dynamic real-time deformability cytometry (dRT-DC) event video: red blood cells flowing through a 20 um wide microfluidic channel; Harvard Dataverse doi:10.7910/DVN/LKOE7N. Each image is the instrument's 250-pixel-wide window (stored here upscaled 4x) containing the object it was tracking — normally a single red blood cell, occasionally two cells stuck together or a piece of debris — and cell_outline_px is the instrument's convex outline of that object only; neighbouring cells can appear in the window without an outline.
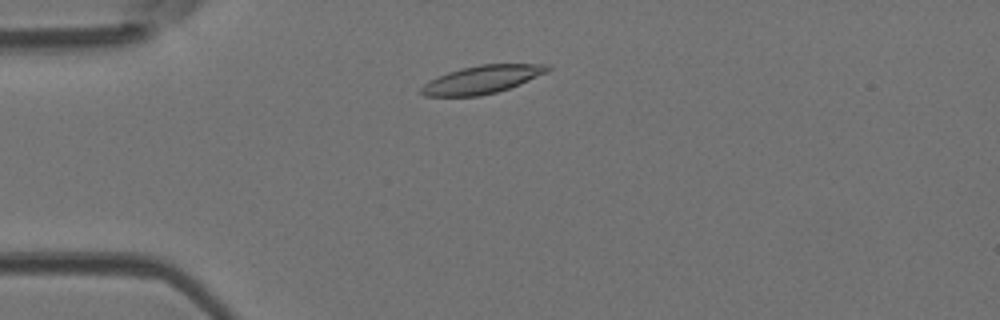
{"species": "Egyptian fruit bat (a non-hibernating species)", "species_latin": "Rousettus aegyptiacus", "temperature_condition": "room temperature", "stored_images_in_passage": 44, "camera_frame_rate_fps": 3000, "um_per_image_px": 0.085, "animal": {"sex": "female"}, "frame": {"image": 1, "passage_image": 7, "time_ms": 2.0, "image_size_px": [1000, 320], "cell_outline_px": [[552, 68], [548, 72], [520, 84], [496, 92], [480, 96], [424, 96], [420, 92], [420, 88], [424, 84], [448, 72], [480, 64], [548, 64]], "centroid_in_image_um": [41.01, 6.76], "position_along_channel_um": 44.0, "area_um2": 20.4}}
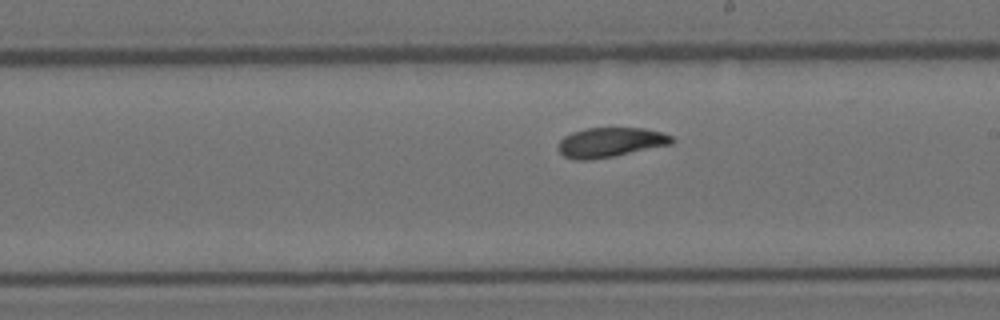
{"frame": {"image": 2, "passage_image": 23, "time_ms": 7.333, "image_size_px": [1000, 320], "cell_outline_px": [[676, 140], [672, 144], [612, 156], [588, 160], [576, 160], [564, 156], [560, 152], [560, 140], [564, 136], [572, 132], [588, 128], [644, 128], [660, 132], [672, 136]], "centroid_in_image_um": [51.9, 12.09], "position_along_channel_um": 237.1, "area_um2": 19.36}}
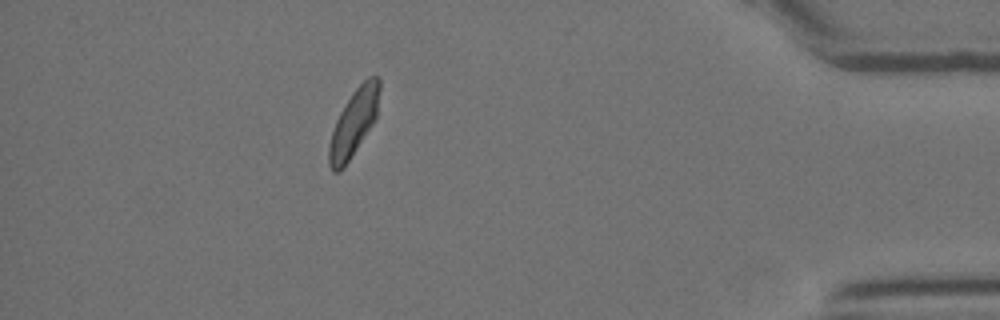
{"frame": {"image": 3, "passage_image": 39, "time_ms": 12.667, "image_size_px": [1000, 320], "cell_outline_px": [[380, 88], [376, 120], [344, 168], [340, 172], [332, 172], [328, 164], [328, 148], [332, 132], [336, 120], [340, 112], [352, 92], [368, 76], [376, 76], [380, 80]], "centroid_in_image_um": [30.07, 10.46], "position_along_channel_um": 405.1, "area_um2": 19.77}, "authors_computed_cell_mechanics": {"area_um2": 19.9699, "velocity_mm_per_s": 4.0328, "shape_relaxation_time_tau1_ms": 4.6988, "shape_relaxation_time_tau2_ms": 2.5699, "deformation_change_tau1": 0.1426, "deformation_change_tau2": 0.0835}}